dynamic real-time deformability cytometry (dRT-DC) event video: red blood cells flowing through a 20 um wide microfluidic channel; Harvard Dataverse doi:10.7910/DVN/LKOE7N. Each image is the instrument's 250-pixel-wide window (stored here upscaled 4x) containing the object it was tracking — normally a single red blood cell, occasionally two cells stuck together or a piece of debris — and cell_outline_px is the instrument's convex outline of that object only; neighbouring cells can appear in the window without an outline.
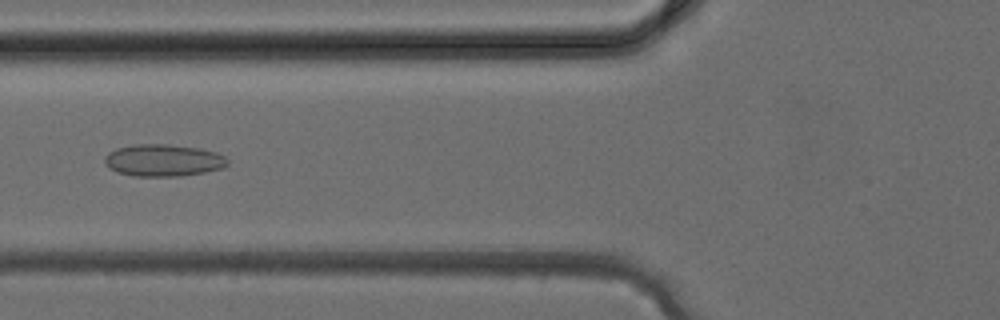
{"species": "common noctule bat (a hibernating species)", "species_latin": "Nyctalus noctula", "temperature_condition": "cold", "stored_images_in_passage": 38, "camera_frame_rate_fps": 3000, "um_per_image_px": 0.085, "animal": {"sex": "female", "body_mass_g": 24.6, "forearm_length_mm": 56.2}, "frame": {"image": 1, "passage_image": 15, "time_ms": 4.667, "image_size_px": [1000, 320], "cell_outline_px": [[228, 164], [224, 168], [204, 172], [180, 176], [136, 176], [116, 172], [108, 168], [104, 164], [104, 156], [108, 152], [116, 148], [132, 144], [168, 144], [196, 148], [216, 152], [224, 156], [228, 160]], "centroid_in_image_um": [13.84, 13.62], "position_along_channel_um": 112.0, "area_um2": 23.12}}
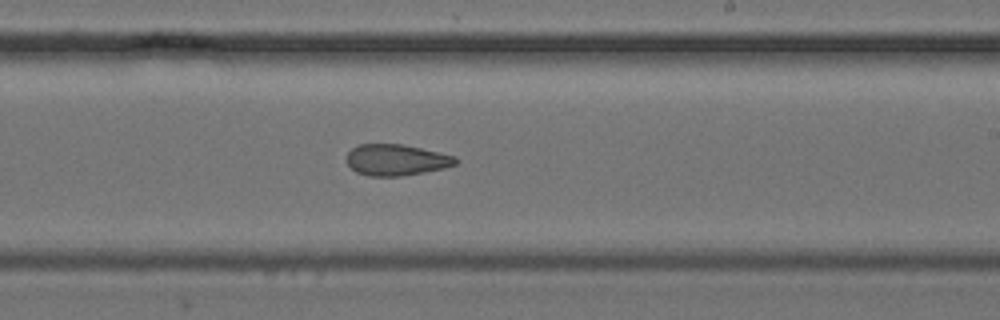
{"frame": {"image": 2, "passage_image": 23, "time_ms": 7.333, "image_size_px": [1000, 320], "cell_outline_px": [[460, 160], [456, 164], [444, 168], [424, 172], [400, 176], [368, 176], [356, 172], [344, 160], [348, 152], [352, 148], [360, 144], [400, 144], [420, 148], [456, 156]], "centroid_in_image_um": [33.67, 13.59], "position_along_channel_um": 255.3, "area_um2": 19.88}}
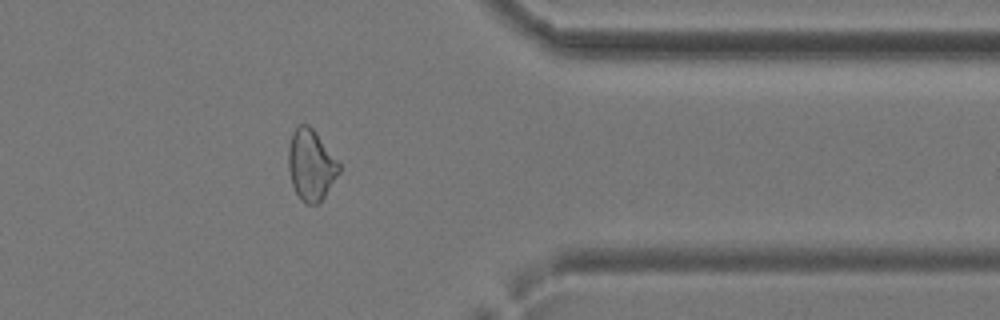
{"frame": {"image": 3, "passage_image": 31, "time_ms": 10.0, "image_size_px": [1000, 320], "cell_outline_px": [[340, 172], [324, 196], [316, 204], [304, 204], [300, 200], [292, 184], [288, 168], [288, 148], [292, 132], [300, 124], [308, 124], [316, 132], [340, 164]], "centroid_in_image_um": [26.42, 14.02], "position_along_channel_um": 385.0, "area_um2": 20.87}}